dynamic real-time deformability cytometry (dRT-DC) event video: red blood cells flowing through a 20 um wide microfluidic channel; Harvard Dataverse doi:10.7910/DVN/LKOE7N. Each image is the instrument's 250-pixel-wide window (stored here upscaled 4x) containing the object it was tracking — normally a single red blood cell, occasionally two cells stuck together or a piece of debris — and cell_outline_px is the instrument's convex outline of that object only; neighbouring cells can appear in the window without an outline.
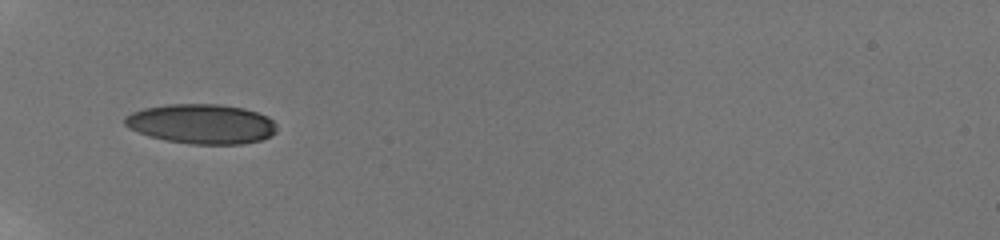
{"species": "human", "species_latin": "Homo sapiens", "temperature_condition": "room temperature", "stored_images_in_passage": 11, "camera_frame_rate_fps": 3000, "um_per_image_px": 0.085, "donor": {"sex": "male"}, "frame": {"image": 1, "passage_image": 1, "time_ms": 0.0, "image_size_px": [1000, 240], "cell_outline_px": [[276, 132], [260, 140], [244, 144], [188, 144], [164, 140], [148, 136], [128, 128], [124, 124], [124, 116], [132, 112], [144, 108], [168, 104], [220, 104], [244, 108], [268, 116], [276, 124]], "centroid_in_image_um": [17.1, 10.53], "position_along_channel_um": 67.9, "area_um2": 35.37}}
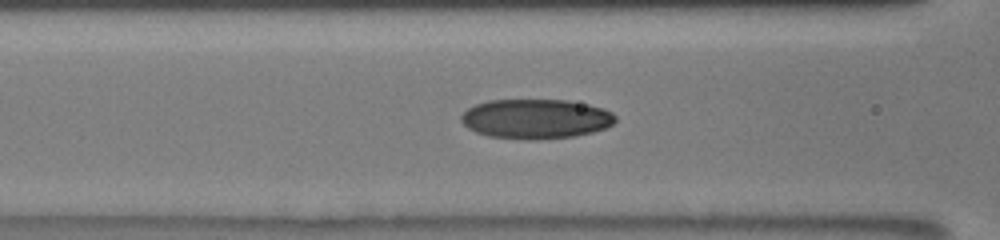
{"frame": {"image": 2, "passage_image": 5, "time_ms": 1.667, "image_size_px": [1000, 240], "cell_outline_px": [[616, 120], [612, 124], [604, 128], [592, 132], [572, 136], [536, 140], [528, 140], [488, 136], [476, 132], [468, 128], [460, 120], [460, 116], [468, 108], [476, 104], [488, 100], [568, 100], [588, 104], [612, 112], [616, 116]], "centroid_in_image_um": [45.52, 10.1], "position_along_channel_um": 121.1, "area_um2": 35.6}}